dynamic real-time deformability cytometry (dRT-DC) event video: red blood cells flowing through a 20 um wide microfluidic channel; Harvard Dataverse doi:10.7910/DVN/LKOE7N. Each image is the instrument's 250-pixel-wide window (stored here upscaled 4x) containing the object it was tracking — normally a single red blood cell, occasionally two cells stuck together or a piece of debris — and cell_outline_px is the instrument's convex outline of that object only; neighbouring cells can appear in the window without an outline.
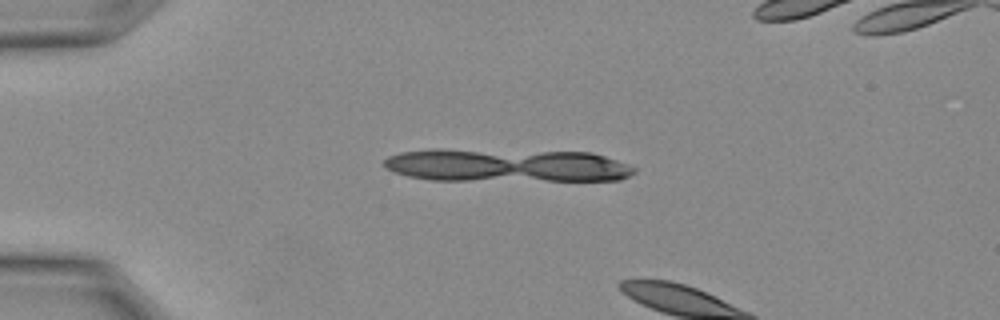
{"species": "Egyptian fruit bat (a non-hibernating species)", "species_latin": "Rousettus aegyptiacus", "temperature_condition": "warm", "stored_images_in_passage": 3, "camera_frame_rate_fps": 3000, "um_per_image_px": 0.085, "animal": {"sex": "female"}, "frame": {"image": 1, "passage_image": 2, "time_ms": 0.333, "image_size_px": [1000, 320], "cell_outline_px": [[620, 176], [604, 180], [560, 180], [540, 176], [532, 172], [540, 156], [560, 152], [576, 152], [596, 156], [604, 160]], "centroid_in_image_um": [48.76, 14.21], "position_along_channel_um": 36.2, "area_um2": 13.47}}